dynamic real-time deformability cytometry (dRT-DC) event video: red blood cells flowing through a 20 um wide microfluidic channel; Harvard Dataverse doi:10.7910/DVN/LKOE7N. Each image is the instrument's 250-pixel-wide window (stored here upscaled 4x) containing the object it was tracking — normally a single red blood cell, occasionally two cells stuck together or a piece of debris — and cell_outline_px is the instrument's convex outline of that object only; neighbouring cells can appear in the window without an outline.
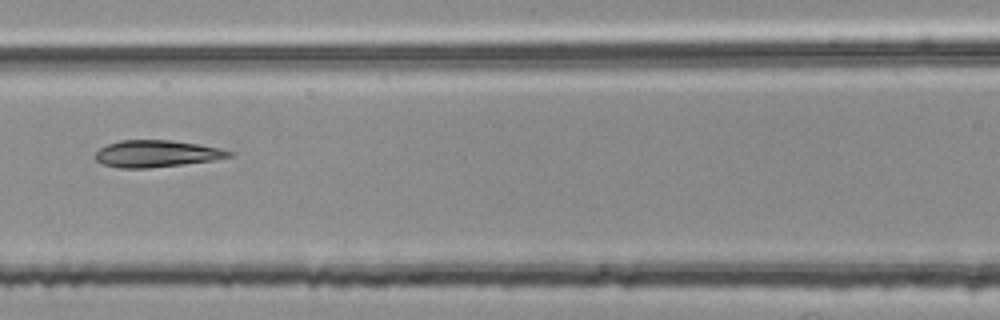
{"species": "common noctule bat (a hibernating species)", "species_latin": "Nyctalus noctula", "temperature_condition": "room temperature", "stored_images_in_passage": 3, "camera_frame_rate_fps": 3000, "um_per_image_px": 0.085, "animal": {"sex": "female", "body_mass_g": 25.1}, "frame": {"image": 1, "passage_image": 3, "time_ms": 0.667, "image_size_px": [1000, 320], "cell_outline_px": [[236, 152], [232, 156], [212, 160], [184, 164], [148, 168], [120, 168], [100, 164], [96, 160], [96, 152], [100, 148], [108, 144], [120, 140], [172, 140], [200, 144], [220, 148]], "centroid_in_image_um": [13.32, 13.06], "position_along_channel_um": 153.3, "area_um2": 21.04}}